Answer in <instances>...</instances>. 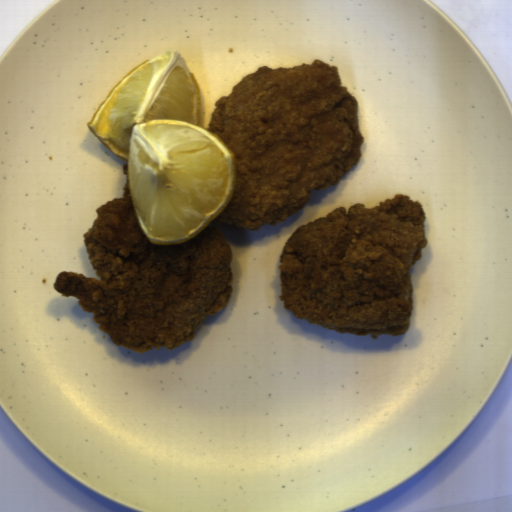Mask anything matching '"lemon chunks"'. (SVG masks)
<instances>
[{"instance_id":"e0be4373","label":"lemon chunks","mask_w":512,"mask_h":512,"mask_svg":"<svg viewBox=\"0 0 512 512\" xmlns=\"http://www.w3.org/2000/svg\"><path fill=\"white\" fill-rule=\"evenodd\" d=\"M201 89L178 51L134 67L87 127L127 162L132 207L148 242L183 244L204 230L236 190V155L201 125Z\"/></svg>"}]
</instances>
